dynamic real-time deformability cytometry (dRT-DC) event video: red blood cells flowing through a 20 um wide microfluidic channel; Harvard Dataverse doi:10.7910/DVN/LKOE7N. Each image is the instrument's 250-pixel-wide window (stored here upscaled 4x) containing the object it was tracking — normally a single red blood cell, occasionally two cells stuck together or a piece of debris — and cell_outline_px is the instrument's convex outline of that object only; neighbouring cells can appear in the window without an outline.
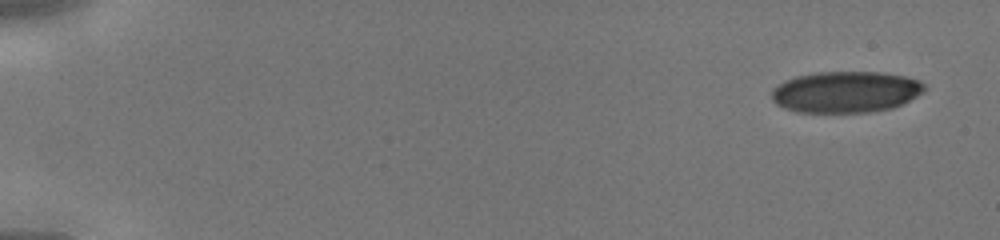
{"species": "human", "species_latin": "Homo sapiens", "temperature_condition": "cold", "stored_images_in_passage": 29, "camera_frame_rate_fps": 3000, "um_per_image_px": 0.085, "donor": {"sex": "male"}, "frame": {"image": 1, "passage_image": 1, "time_ms": 0.0, "image_size_px": [1000, 240], "cell_outline_px": [[928, 88], [924, 92], [892, 108], [872, 112], [796, 112], [784, 108], [776, 104], [772, 100], [772, 88], [784, 80], [796, 76], [816, 72], [880, 72], [904, 76], [920, 80]], "centroid_in_image_um": [71.88, 7.81], "position_along_channel_um": 13.1, "area_um2": 36.99}}
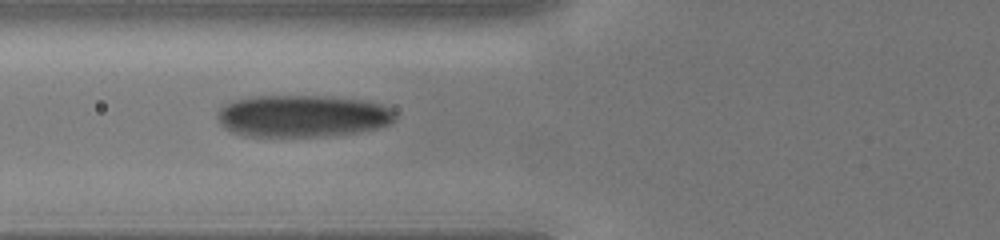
{"frame": {"image": 2, "passage_image": 17, "time_ms": 5.333, "image_size_px": [1000, 240], "cell_outline_px": [[396, 116], [388, 124], [376, 128], [356, 132], [316, 136], [244, 136], [232, 132], [220, 124], [216, 116], [216, 112], [220, 104], [232, 100], [252, 96], [332, 96], [364, 100], [380, 104], [392, 108], [396, 112]], "centroid_in_image_um": [25.64, 9.84], "position_along_channel_um": 100.2, "area_um2": 43.87}}
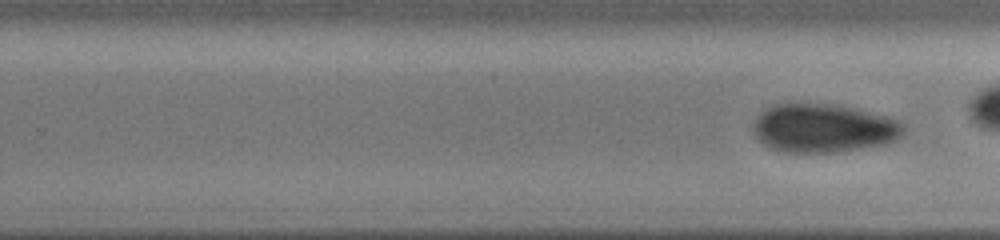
{"frame": {"image": 3, "passage_image": 29, "time_ms": 9.333, "image_size_px": [1000, 240], "cell_outline_px": [[904, 128], [900, 136], [896, 140], [888, 144], [836, 152], [784, 152], [768, 148], [756, 136], [752, 128], [752, 124], [772, 104], [832, 104], [856, 108], [900, 120], [904, 124]], "centroid_in_image_um": [70.03, 10.9], "position_along_channel_um": 259.8, "area_um2": 42.48}}